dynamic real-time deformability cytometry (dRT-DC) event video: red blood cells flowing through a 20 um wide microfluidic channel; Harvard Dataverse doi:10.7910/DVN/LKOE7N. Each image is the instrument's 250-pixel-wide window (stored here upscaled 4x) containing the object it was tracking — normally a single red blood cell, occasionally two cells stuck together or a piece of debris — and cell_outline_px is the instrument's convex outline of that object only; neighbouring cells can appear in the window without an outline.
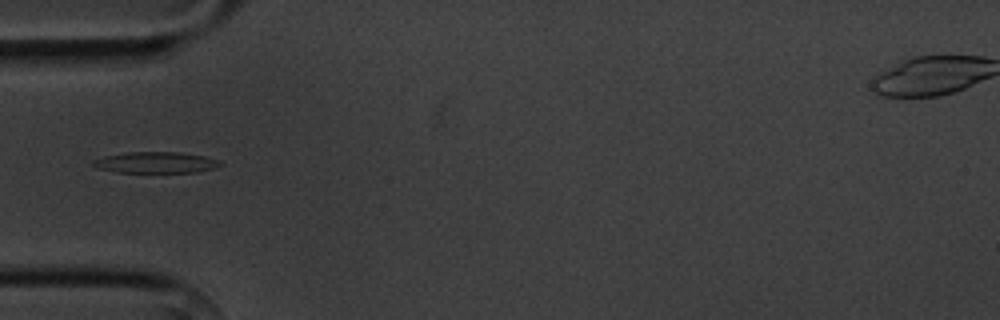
{"species": "common noctule bat (a hibernating species)", "species_latin": "Nyctalus noctula", "temperature_condition": "cold", "stored_images_in_passage": 5, "camera_frame_rate_fps": 3000, "um_per_image_px": 0.085, "animal": {"sex": "male", "body_mass_g": 20.1, "forearm_length_mm": 53.5}, "frame": {"image": 1, "passage_image": 5, "time_ms": 5.667, "image_size_px": [1000, 320], "cell_outline_px": [[224, 164], [216, 168], [196, 172], [116, 172], [96, 168], [92, 164], [92, 160], [104, 156], [128, 152], [180, 152], [204, 156], [220, 160]], "centroid_in_image_um": [13.26, 13.81], "position_along_channel_um": 71.7, "area_um2": 15.78}}